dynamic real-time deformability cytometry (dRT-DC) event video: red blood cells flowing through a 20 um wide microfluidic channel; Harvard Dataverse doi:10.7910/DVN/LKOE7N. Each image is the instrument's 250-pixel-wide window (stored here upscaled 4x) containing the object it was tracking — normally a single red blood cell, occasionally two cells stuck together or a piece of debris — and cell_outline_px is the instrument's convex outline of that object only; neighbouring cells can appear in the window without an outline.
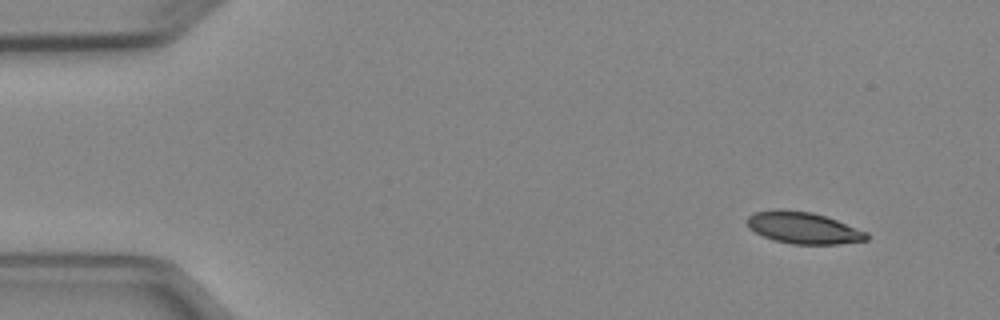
{"species": "Egyptian fruit bat (a non-hibernating species)", "species_latin": "Rousettus aegyptiacus", "temperature_condition": "cold", "stored_images_in_passage": 3, "camera_frame_rate_fps": 3000, "um_per_image_px": 0.085, "animal": {"sex": "female"}, "frame": {"image": 1, "passage_image": 1, "time_ms": 0.0, "image_size_px": [1000, 320], "cell_outline_px": [[868, 240], [836, 244], [792, 244], [776, 240], [764, 236], [748, 228], [744, 220], [752, 212], [812, 212], [836, 220], [868, 232]], "centroid_in_image_um": [68.3, 19.4], "position_along_channel_um": 16.7, "area_um2": 21.33}}
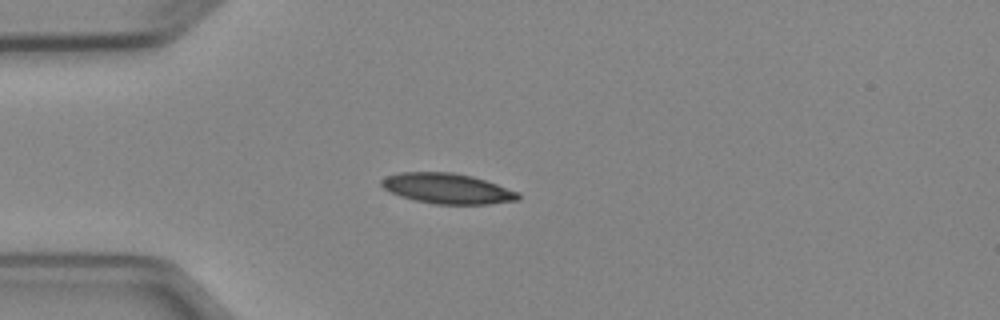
{"frame": {"image": 2, "passage_image": 3, "time_ms": 3.0, "image_size_px": [1000, 320], "cell_outline_px": [[520, 196], [516, 200], [488, 204], [436, 204], [416, 200], [400, 196], [384, 188], [380, 184], [380, 180], [388, 176], [400, 172], [452, 172], [472, 176], [520, 192]], "centroid_in_image_um": [38.02, 16.02], "position_along_channel_um": 47.0, "area_um2": 23.93}}